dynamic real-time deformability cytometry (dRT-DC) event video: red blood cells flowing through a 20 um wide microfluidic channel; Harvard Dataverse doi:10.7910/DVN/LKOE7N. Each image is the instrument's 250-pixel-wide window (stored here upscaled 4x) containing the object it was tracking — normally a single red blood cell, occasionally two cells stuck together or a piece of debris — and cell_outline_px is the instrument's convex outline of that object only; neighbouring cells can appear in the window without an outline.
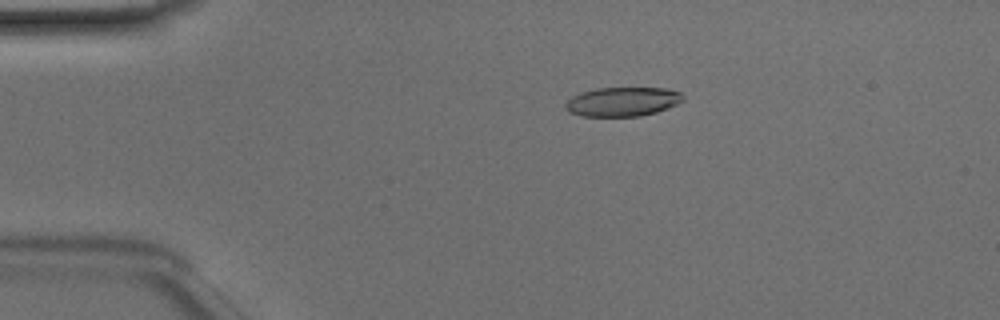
{"species": "Egyptian fruit bat (a non-hibernating species)", "species_latin": "Rousettus aegyptiacus", "temperature_condition": "room temperature", "stored_images_in_passage": 49, "camera_frame_rate_fps": 3000, "um_per_image_px": 0.085, "animal": {"sex": "male"}, "frame": {"image": 1, "passage_image": 10, "time_ms": 3.0, "image_size_px": [1000, 320], "cell_outline_px": [[684, 100], [676, 104], [656, 112], [640, 116], [580, 116], [568, 112], [564, 108], [564, 104], [572, 96], [580, 92], [596, 88], [664, 88], [680, 92], [684, 96]], "centroid_in_image_um": [52.87, 8.64], "position_along_channel_um": 32.1, "area_um2": 20.06}}
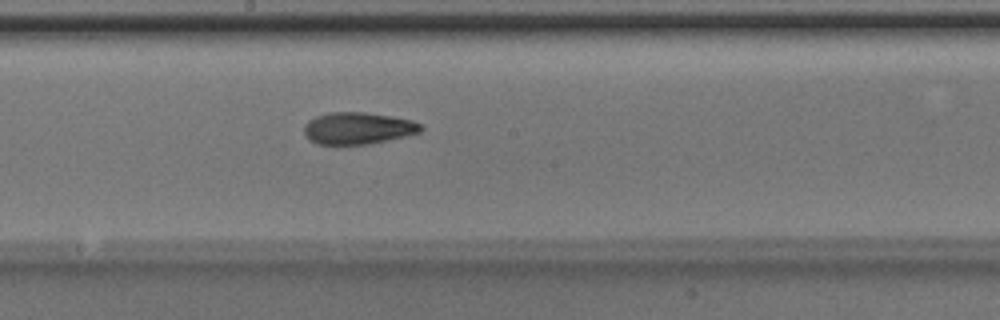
{"frame": {"image": 2, "passage_image": 27, "time_ms": 8.667, "image_size_px": [1000, 320], "cell_outline_px": [[424, 128], [420, 132], [388, 140], [368, 144], [316, 144], [308, 140], [304, 136], [304, 124], [308, 120], [316, 116], [328, 112], [364, 112], [392, 116], [412, 120], [420, 124]], "centroid_in_image_um": [30.38, 10.89], "position_along_channel_um": 217.8, "area_um2": 21.85}}
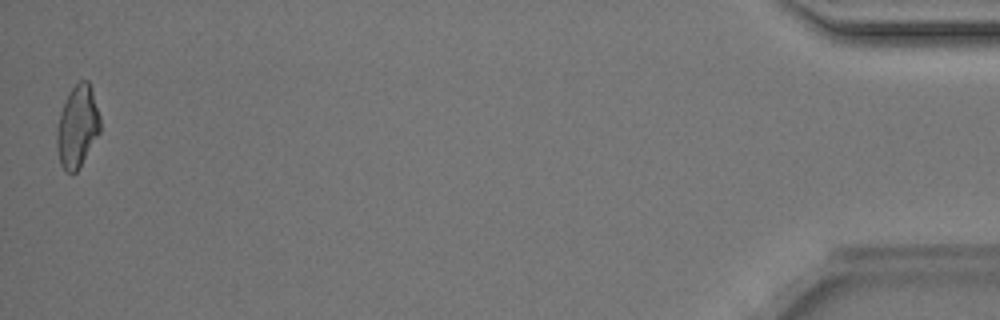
{"frame": {"image": 3, "passage_image": 49, "time_ms": 16.0, "image_size_px": [1000, 320], "cell_outline_px": [[100, 132], [76, 172], [72, 176], [64, 172], [60, 164], [56, 148], [56, 132], [60, 112], [72, 88], [80, 80], [88, 80], [100, 116]], "centroid_in_image_um": [6.55, 10.82], "position_along_channel_um": 428.6, "area_um2": 20.63}, "authors_computed_cell_mechanics": {"area_um2": 21.1548, "velocity_mm_per_s": 4.146, "shape_relaxation_time_tau1_ms": 3.8664, "shape_relaxation_time_tau2_ms": 3.1014, "deformation_change_tau1": 0.1327, "deformation_change_tau2": 0.1066}}